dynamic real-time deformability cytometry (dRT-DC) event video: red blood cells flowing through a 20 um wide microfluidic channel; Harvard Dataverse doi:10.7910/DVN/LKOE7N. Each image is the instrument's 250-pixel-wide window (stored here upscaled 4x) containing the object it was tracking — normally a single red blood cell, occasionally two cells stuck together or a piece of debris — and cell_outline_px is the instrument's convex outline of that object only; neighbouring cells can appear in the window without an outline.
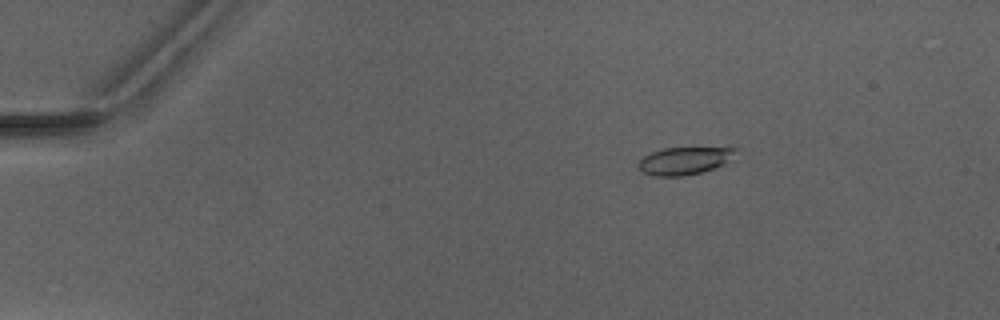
{"species": "Egyptian fruit bat (a non-hibernating species)", "species_latin": "Rousettus aegyptiacus", "temperature_condition": "warm", "stored_images_in_passage": 6, "camera_frame_rate_fps": 3000, "um_per_image_px": 0.085, "animal": {"sex": "male"}, "frame": {"image": 1, "passage_image": 3, "time_ms": 2.333, "image_size_px": [1000, 320], "cell_outline_px": [[740, 148], [732, 160], [724, 164], [700, 172], [684, 176], [656, 176], [644, 172], [640, 168], [640, 160], [644, 156], [652, 152], [664, 148]], "centroid_in_image_um": [58.24, 13.65], "position_along_channel_um": 26.8, "area_um2": 15.37}}
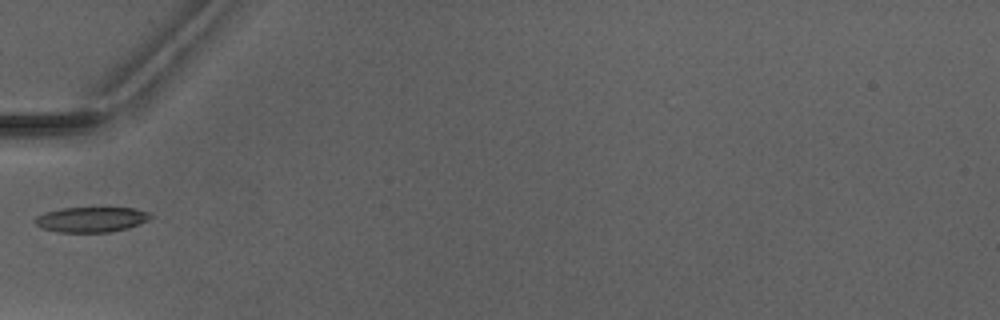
{"frame": {"image": 2, "passage_image": 5, "time_ms": 5.667, "image_size_px": [1000, 320], "cell_outline_px": [[152, 216], [148, 220], [128, 228], [108, 232], [60, 232], [40, 228], [36, 224], [36, 216], [44, 212], [60, 208], [136, 208], [148, 212]], "centroid_in_image_um": [7.74, 18.65], "position_along_channel_um": 77.3, "area_um2": 16.88}}